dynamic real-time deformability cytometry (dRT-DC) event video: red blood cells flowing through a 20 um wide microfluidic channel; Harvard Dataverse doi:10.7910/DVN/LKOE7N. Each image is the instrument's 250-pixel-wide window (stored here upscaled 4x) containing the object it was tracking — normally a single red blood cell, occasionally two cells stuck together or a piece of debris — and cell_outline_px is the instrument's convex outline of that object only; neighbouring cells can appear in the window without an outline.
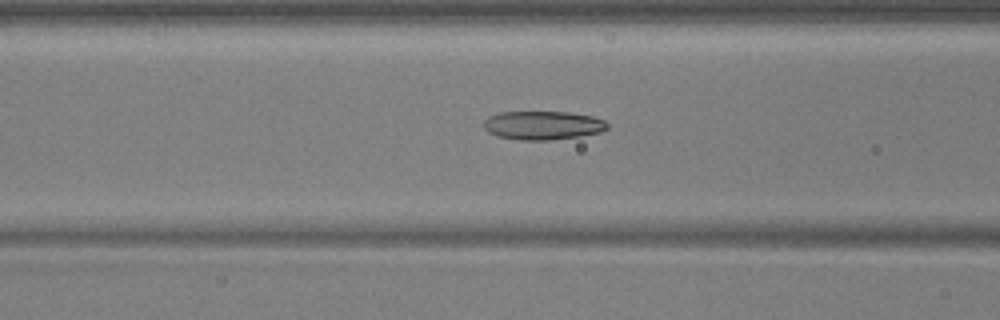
{"species": "common noctule bat (a hibernating species)", "species_latin": "Nyctalus noctula", "temperature_condition": "warm", "stored_images_in_passage": 54, "camera_frame_rate_fps": 3000, "um_per_image_px": 0.085, "animal": {"sex": "male", "body_mass_g": 17.9, "forearm_length_mm": 54.2}, "frame": {"image": 1, "passage_image": 22, "time_ms": 7.0, "image_size_px": [1000, 320], "cell_outline_px": [[608, 128], [600, 132], [580, 136], [548, 140], [520, 140], [500, 136], [488, 132], [484, 128], [484, 120], [488, 116], [500, 112], [568, 112], [592, 116], [604, 120], [608, 124]], "centroid_in_image_um": [46.14, 10.65], "position_along_channel_um": 120.5, "area_um2": 20.58}}
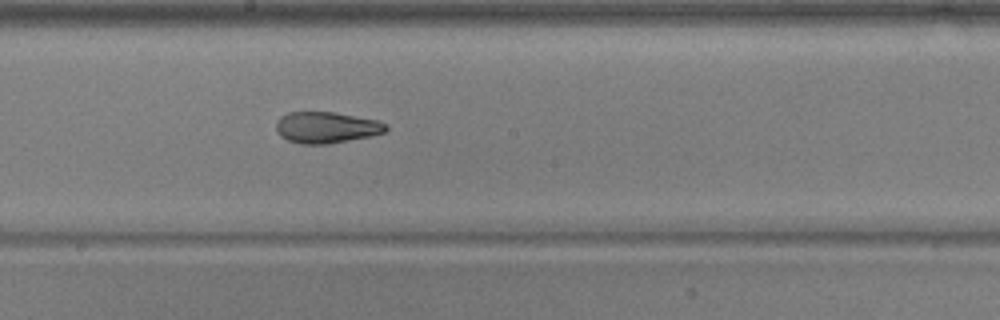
{"frame": {"image": 2, "passage_image": 30, "time_ms": 9.667, "image_size_px": [1000, 320], "cell_outline_px": [[388, 128], [384, 132], [372, 136], [328, 144], [300, 144], [288, 140], [280, 136], [276, 132], [276, 124], [280, 116], [288, 112], [332, 112], [376, 120], [388, 124]], "centroid_in_image_um": [27.72, 10.84], "position_along_channel_um": 220.5, "area_um2": 20.06}}
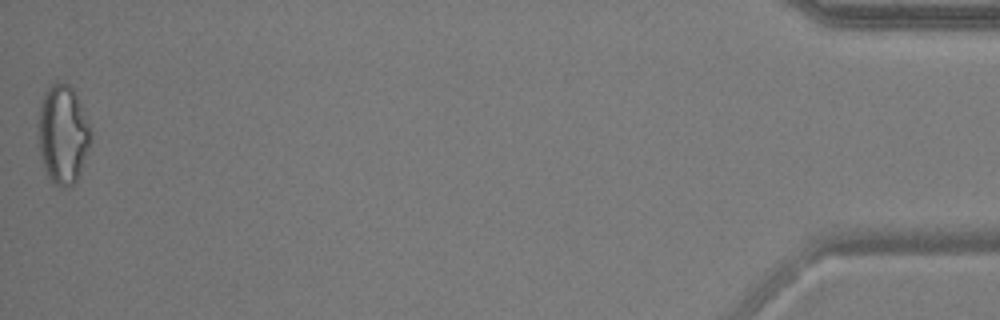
{"frame": {"image": 3, "passage_image": 54, "time_ms": 17.667, "image_size_px": [1000, 320], "cell_outline_px": [[92, 136], [80, 172], [76, 180], [68, 188], [60, 188], [52, 184], [44, 168], [40, 152], [40, 108], [44, 96], [48, 88], [56, 80], [68, 84], [72, 88], [80, 104], [92, 132]], "centroid_in_image_um": [5.36, 11.46], "position_along_channel_um": 429.8, "area_um2": 29.65}, "authors_computed_cell_mechanics": {"area_um2": 22.3975, "velocity_mm_per_s": 3.745, "shape_relaxation_time_tau1_ms": 7.6633, "shape_relaxation_time_tau2_ms": 2.2911, "deformation_change_tau1": 0.2391, "deformation_change_tau2": 0.1036}}